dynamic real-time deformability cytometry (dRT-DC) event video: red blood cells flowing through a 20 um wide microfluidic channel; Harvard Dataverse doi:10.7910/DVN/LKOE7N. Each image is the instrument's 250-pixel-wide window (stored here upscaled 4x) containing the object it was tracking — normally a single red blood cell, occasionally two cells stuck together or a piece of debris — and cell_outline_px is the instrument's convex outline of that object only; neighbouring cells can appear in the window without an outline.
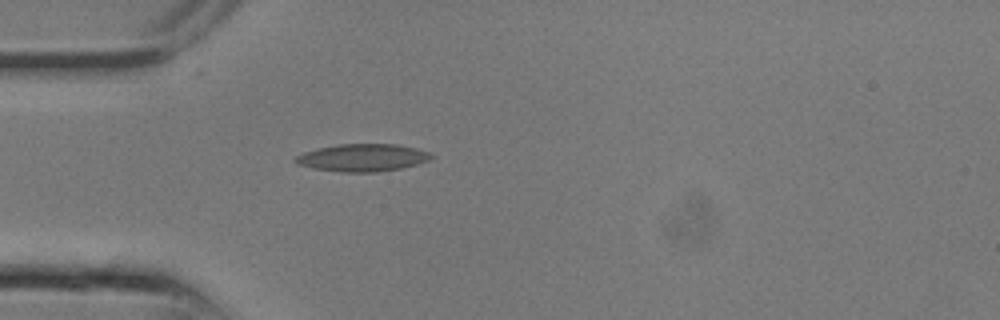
{"species": "common noctule bat (a hibernating species)", "species_latin": "Nyctalus noctula", "temperature_condition": "room temperature", "stored_images_in_passage": 19, "camera_frame_rate_fps": 3000, "um_per_image_px": 0.085, "animal": {"sex": "male", "body_mass_g": 13.3}, "frame": {"image": 1, "passage_image": 1, "time_ms": 0.0, "image_size_px": [1000, 320], "cell_outline_px": [[436, 156], [428, 160], [416, 164], [400, 168], [376, 172], [340, 172], [312, 168], [300, 164], [292, 160], [296, 156], [304, 152], [336, 144], [396, 144], [416, 148], [432, 152]], "centroid_in_image_um": [30.85, 13.39], "position_along_channel_um": 54.2, "area_um2": 21.73}}
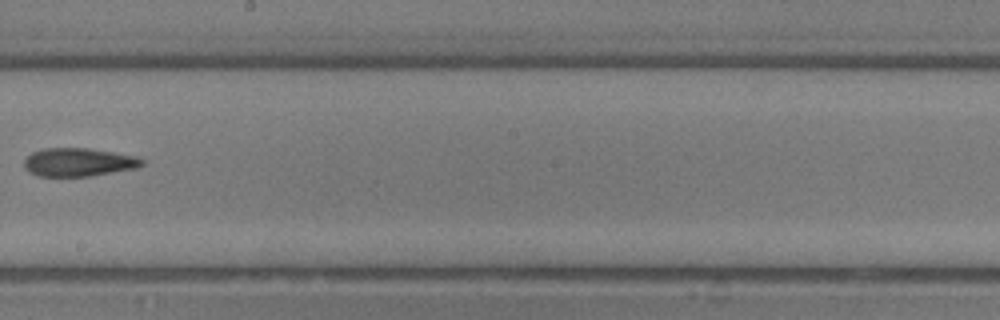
{"frame": {"image": 2, "passage_image": 8, "time_ms": 2.333, "image_size_px": [1000, 320], "cell_outline_px": [[144, 164], [136, 168], [88, 176], [36, 176], [28, 172], [24, 168], [24, 160], [32, 152], [44, 148], [88, 148], [140, 156], [144, 160]], "centroid_in_image_um": [6.68, 13.78], "position_along_channel_um": 241.5, "area_um2": 19.59}}
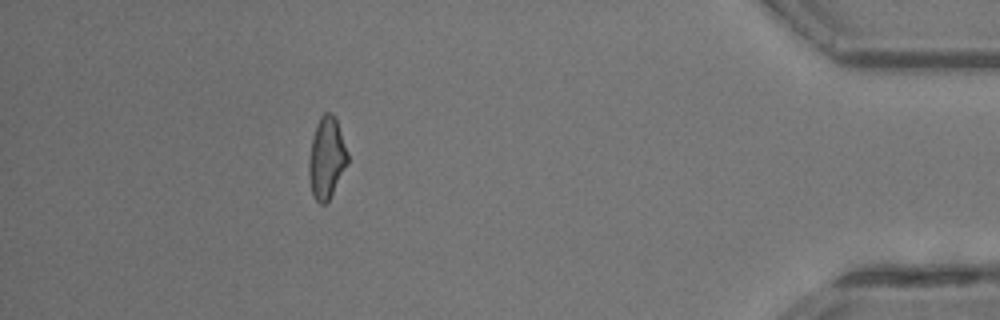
{"frame": {"image": 3, "passage_image": 16, "time_ms": 5.0, "image_size_px": [1000, 320], "cell_outline_px": [[348, 164], [328, 204], [320, 204], [316, 200], [312, 192], [308, 176], [308, 160], [312, 136], [316, 124], [320, 116], [324, 112], [332, 112], [336, 116], [348, 152]], "centroid_in_image_um": [27.77, 13.42], "position_along_channel_um": 407.4, "area_um2": 19.02}}